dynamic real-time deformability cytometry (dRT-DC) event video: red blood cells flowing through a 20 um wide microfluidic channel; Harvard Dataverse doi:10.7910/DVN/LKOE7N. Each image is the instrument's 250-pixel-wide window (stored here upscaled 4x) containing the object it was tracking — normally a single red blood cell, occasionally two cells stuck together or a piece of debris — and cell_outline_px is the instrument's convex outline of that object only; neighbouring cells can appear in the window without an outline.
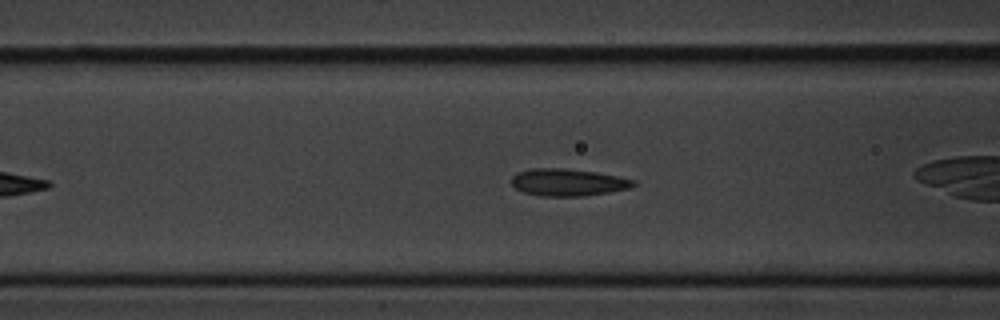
{"species": "common noctule bat (a hibernating species)", "species_latin": "Nyctalus noctula", "temperature_condition": "cold", "stored_images_in_passage": 33, "segment_of_instrument_passage": [1, 2], "camera_frame_rate_fps": 3000, "um_per_image_px": 0.085, "animal": {"sex": "male", "body_mass_g": 20.1, "forearm_length_mm": 53.5}, "frame": {"image": 1, "passage_image": 8, "time_ms": 2.333, "image_size_px": [1000, 320], "cell_outline_px": [[636, 184], [628, 188], [608, 192], [584, 196], [540, 196], [524, 192], [516, 188], [512, 184], [512, 176], [520, 172], [532, 168], [564, 168], [596, 172], [636, 180]], "centroid_in_image_um": [48.27, 15.5], "position_along_channel_um": 118.3, "area_um2": 19.13}}
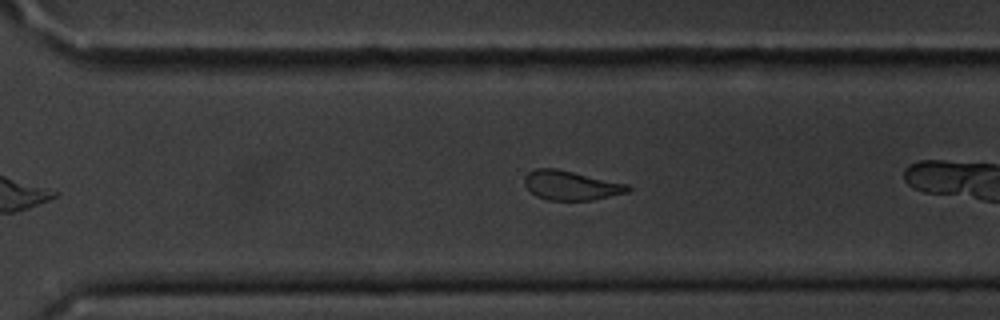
{"frame": {"image": 2, "passage_image": 25, "time_ms": 8.0, "image_size_px": [1000, 320], "cell_outline_px": [[632, 188], [628, 192], [592, 200], [548, 200], [536, 196], [524, 184], [524, 176], [528, 172], [536, 168], [556, 168], [628, 184]], "centroid_in_image_um": [48.52, 15.75], "position_along_channel_um": 322.1, "area_um2": 17.63}}
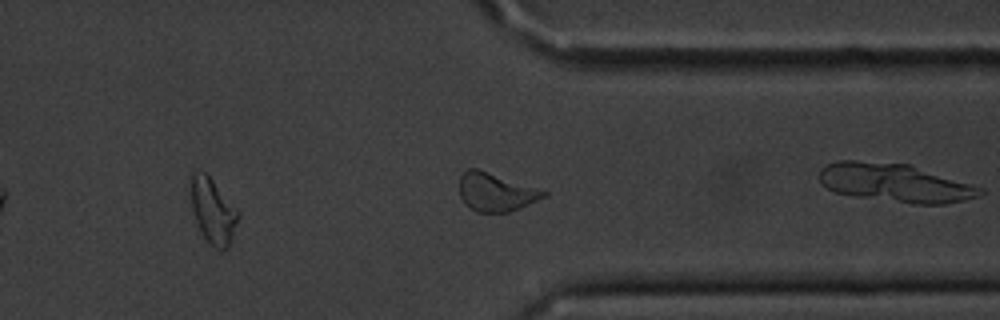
{"frame": {"image": 3, "passage_image": 29, "time_ms": 9.333, "image_size_px": [1000, 320], "cell_outline_px": [[240, 216], [228, 248], [216, 248], [200, 232], [192, 208], [188, 192], [192, 172], [204, 172], [212, 180], [240, 212]], "centroid_in_image_um": [18.08, 17.9], "position_along_channel_um": 393.3, "area_um2": 17.86}}